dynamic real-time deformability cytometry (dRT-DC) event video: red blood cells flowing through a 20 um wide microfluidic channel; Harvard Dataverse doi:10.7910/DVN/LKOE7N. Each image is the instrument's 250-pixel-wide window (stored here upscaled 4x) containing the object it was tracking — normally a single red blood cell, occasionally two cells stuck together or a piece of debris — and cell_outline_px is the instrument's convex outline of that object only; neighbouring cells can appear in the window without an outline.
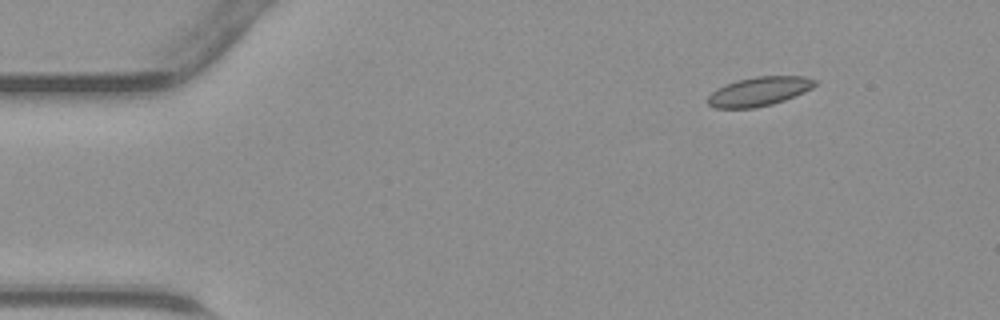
{"species": "common noctule bat (a hibernating species)", "species_latin": "Nyctalus noctula", "temperature_condition": "warm", "stored_images_in_passage": 41, "camera_frame_rate_fps": 3000, "um_per_image_px": 0.085, "animal": {"sex": "male", "body_mass_g": 23.1, "forearm_length_mm": 52.7}, "frame": {"image": 1, "passage_image": 1, "time_ms": 0.0, "image_size_px": [1000, 320], "cell_outline_px": [[816, 84], [812, 88], [804, 92], [784, 100], [772, 104], [756, 108], [716, 108], [708, 104], [708, 96], [716, 88], [724, 84], [736, 80], [756, 76], [804, 76], [816, 80]], "centroid_in_image_um": [64.5, 7.76], "position_along_channel_um": 20.5, "area_um2": 18.21}}
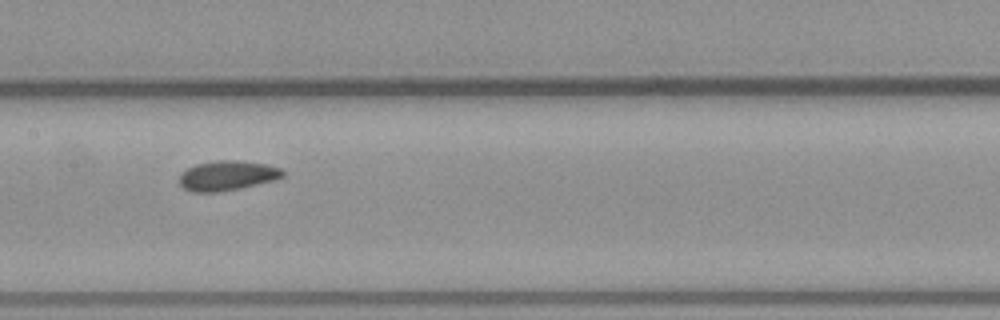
{"frame": {"image": 2, "passage_image": 18, "time_ms": 5.667, "image_size_px": [1000, 320], "cell_outline_px": [[284, 176], [276, 180], [240, 188], [216, 192], [192, 192], [184, 188], [180, 184], [180, 172], [196, 164], [220, 160], [236, 160], [264, 164], [280, 168], [284, 172]], "centroid_in_image_um": [19.31, 14.93], "position_along_channel_um": 188.1, "area_um2": 17.86}}
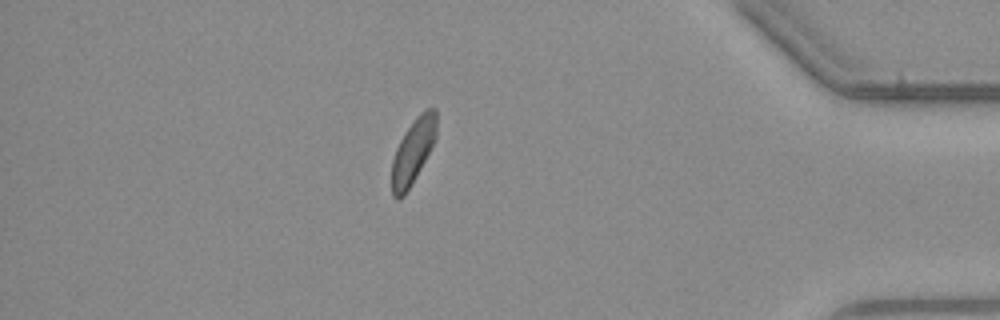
{"frame": {"image": 3, "passage_image": 35, "time_ms": 11.333, "image_size_px": [1000, 320], "cell_outline_px": [[436, 136], [420, 168], [404, 196], [400, 200], [396, 200], [392, 196], [392, 160], [396, 148], [400, 140], [416, 116], [420, 112], [428, 108], [436, 108]], "centroid_in_image_um": [35.08, 12.87], "position_along_channel_um": 400.1, "area_um2": 16.53}}